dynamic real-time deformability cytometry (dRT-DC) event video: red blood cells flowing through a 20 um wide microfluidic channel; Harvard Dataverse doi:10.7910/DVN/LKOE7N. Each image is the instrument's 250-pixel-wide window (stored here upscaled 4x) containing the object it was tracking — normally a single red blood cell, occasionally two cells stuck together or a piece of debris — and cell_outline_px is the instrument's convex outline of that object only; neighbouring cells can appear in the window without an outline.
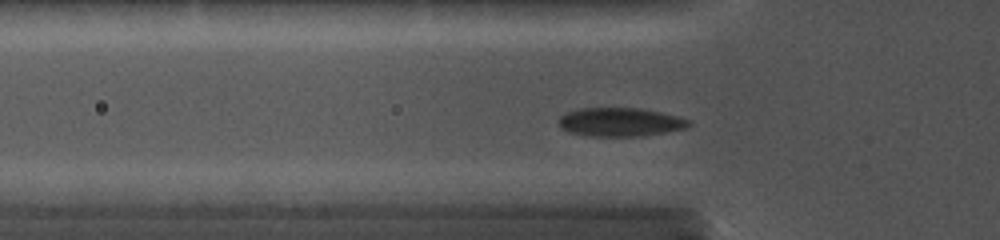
{"species": "common noctule bat (a hibernating species)", "species_latin": "Nyctalus noctula", "temperature_condition": "cold", "stored_images_in_passage": 38, "camera_frame_rate_fps": 5000, "um_per_image_px": 0.085, "animal": {"sex": "female", "body_mass_g": 19.0, "forearm_length_mm": 56.7}, "frame": {"image": 1, "passage_image": 11, "time_ms": 3.8, "image_size_px": [1000, 240], "cell_outline_px": [[692, 124], [684, 128], [664, 132], [640, 136], [588, 136], [568, 132], [560, 128], [560, 116], [568, 112], [580, 108], [640, 108], [660, 112], [692, 120]], "centroid_in_image_um": [52.71, 10.37], "position_along_channel_um": 73.1, "area_um2": 21.62}}
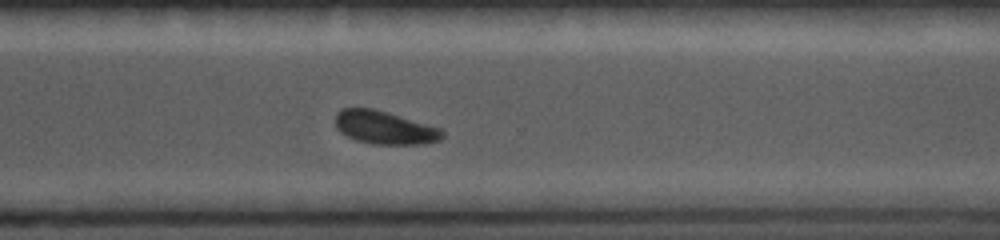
{"frame": {"image": 2, "passage_image": 29, "time_ms": 10.4, "image_size_px": [1000, 240], "cell_outline_px": [[444, 136], [440, 140], [424, 144], [372, 144], [356, 140], [340, 132], [336, 128], [336, 112], [344, 108], [372, 108], [440, 128], [444, 132]], "centroid_in_image_um": [32.68, 10.85], "position_along_channel_um": 337.9, "area_um2": 20.46}}
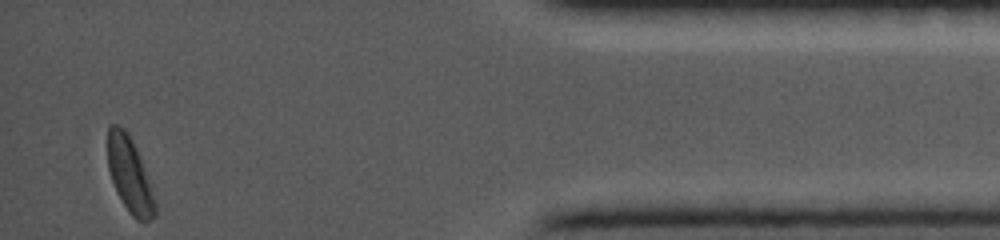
{"frame": {"image": 3, "passage_image": 38, "time_ms": 13.6, "image_size_px": [1000, 240], "cell_outline_px": [[156, 216], [152, 220], [136, 220], [128, 212], [116, 192], [108, 168], [108, 128], [112, 124], [116, 124], [124, 128], [128, 132], [132, 140], [148, 180], [156, 204]], "centroid_in_image_um": [11.01, 14.89], "position_along_channel_um": 424.2, "area_um2": 20.35}}